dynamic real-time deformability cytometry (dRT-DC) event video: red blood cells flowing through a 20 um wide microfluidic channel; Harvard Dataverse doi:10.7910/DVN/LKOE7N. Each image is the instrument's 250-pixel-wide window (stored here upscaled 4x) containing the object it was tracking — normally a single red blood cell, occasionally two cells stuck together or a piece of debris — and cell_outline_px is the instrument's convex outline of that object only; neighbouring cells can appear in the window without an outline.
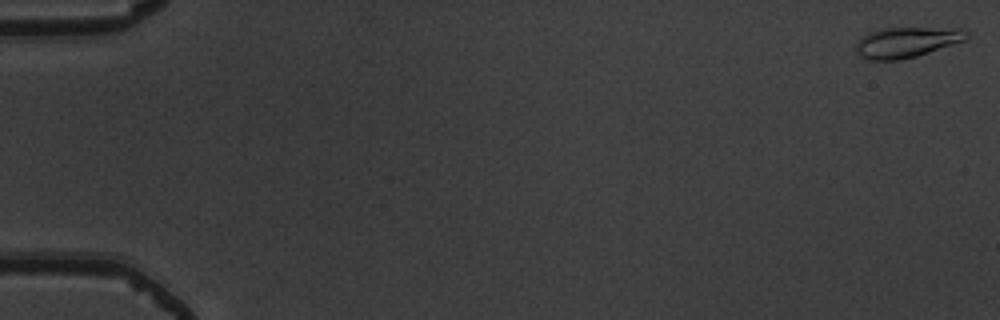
{"species": "common noctule bat (a hibernating species)", "species_latin": "Nyctalus noctula", "temperature_condition": "warm", "stored_images_in_passage": 5, "camera_frame_rate_fps": 3000, "um_per_image_px": 0.085, "animal": {"sex": "male", "body_mass_g": 19.5, "forearm_length_mm": 54.6}, "frame": {"image": 1, "passage_image": 1, "time_ms": 0.0, "image_size_px": [1000, 320], "cell_outline_px": [[968, 40], [916, 56], [900, 60], [868, 60], [860, 56], [852, 48], [856, 40], [868, 32], [880, 28], [964, 28], [968, 32]], "centroid_in_image_um": [77.03, 3.59], "position_along_channel_um": 8.0, "area_um2": 20.11}}